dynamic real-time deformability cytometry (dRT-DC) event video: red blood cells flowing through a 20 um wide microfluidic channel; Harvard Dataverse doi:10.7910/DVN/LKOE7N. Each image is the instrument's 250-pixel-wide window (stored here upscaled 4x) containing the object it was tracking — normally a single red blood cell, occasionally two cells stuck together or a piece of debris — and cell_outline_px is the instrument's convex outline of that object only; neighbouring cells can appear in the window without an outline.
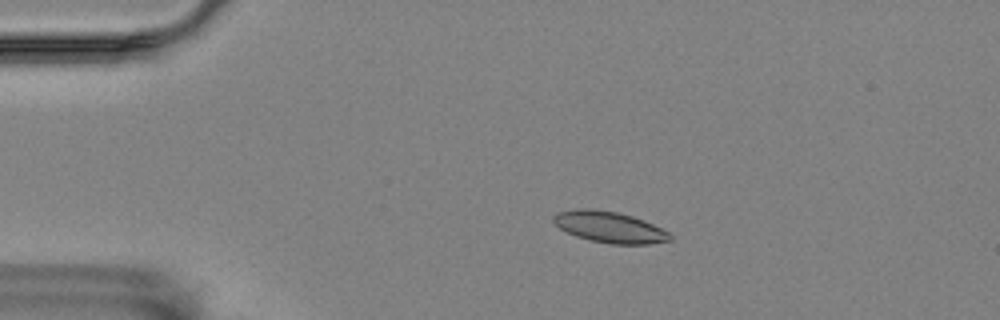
{"species": "Egyptian fruit bat (a non-hibernating species)", "species_latin": "Rousettus aegyptiacus", "temperature_condition": "room temperature", "stored_images_in_passage": 52, "camera_frame_rate_fps": 3000, "um_per_image_px": 0.085, "animal": {"sex": "female"}, "frame": {"image": 1, "passage_image": 7, "time_ms": 2.0, "image_size_px": [1000, 320], "cell_outline_px": [[672, 240], [648, 244], [612, 244], [588, 240], [576, 236], [560, 228], [552, 220], [552, 216], [556, 212], [576, 208], [592, 208], [616, 212], [632, 216], [644, 220], [668, 232], [672, 236]], "centroid_in_image_um": [51.78, 19.29], "position_along_channel_um": 33.2, "area_um2": 21.21}}
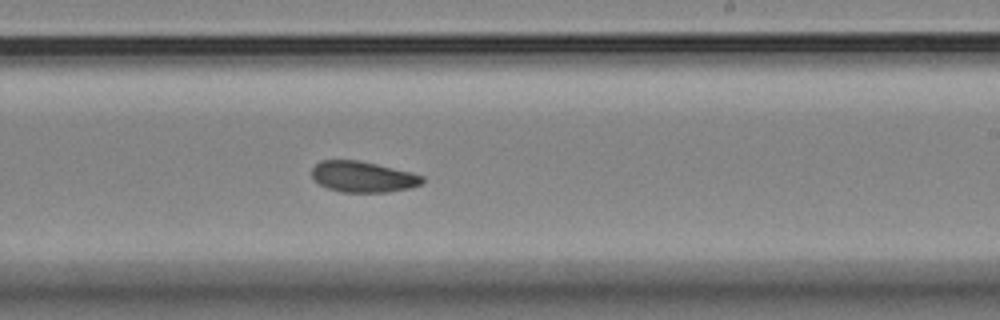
{"frame": {"image": 2, "passage_image": 30, "time_ms": 9.667, "image_size_px": [1000, 320], "cell_outline_px": [[424, 184], [412, 188], [388, 192], [340, 192], [328, 188], [320, 184], [312, 176], [312, 168], [320, 160], [356, 160], [376, 164], [412, 172], [424, 176]], "centroid_in_image_um": [30.9, 15.03], "position_along_channel_um": 258.1, "area_um2": 20.0}}
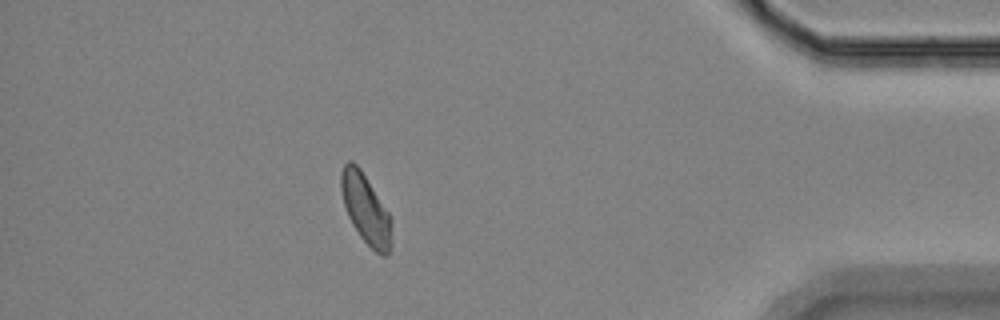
{"frame": {"image": 3, "passage_image": 46, "time_ms": 15.0, "image_size_px": [1000, 320], "cell_outline_px": [[392, 244], [388, 256], [380, 256], [360, 236], [352, 224], [348, 216], [344, 204], [340, 188], [340, 172], [344, 164], [348, 160], [352, 160], [360, 168], [388, 212]], "centroid_in_image_um": [31.06, 17.76], "position_along_channel_um": 404.1, "area_um2": 20.29}, "authors_computed_cell_mechanics": {"area_um2": 20.3456, "velocity_mm_per_s": 3.5181, "shape_relaxation_time_tau1_ms": null, "shape_relaxation_time_tau2_ms": 11.3537, "deformation_change_tau1": null, "deformation_change_tau2": 0.1549}}